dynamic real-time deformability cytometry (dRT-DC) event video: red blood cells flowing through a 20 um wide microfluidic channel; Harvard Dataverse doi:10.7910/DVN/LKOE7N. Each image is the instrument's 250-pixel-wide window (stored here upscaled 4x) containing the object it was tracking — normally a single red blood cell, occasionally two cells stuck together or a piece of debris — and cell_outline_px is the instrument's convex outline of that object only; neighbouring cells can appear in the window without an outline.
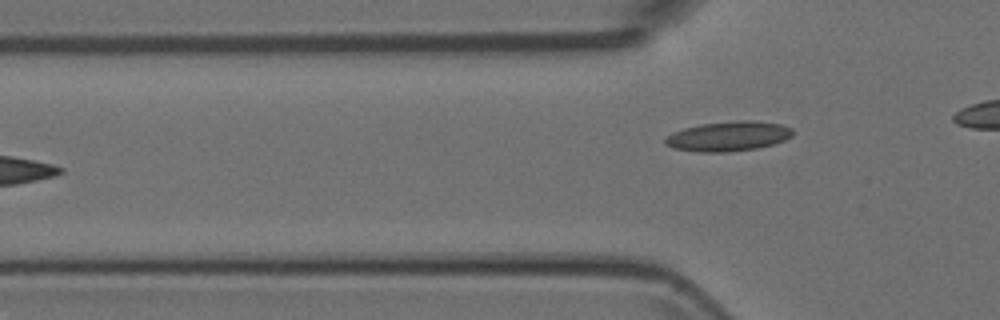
{"species": "Egyptian fruit bat (a non-hibernating species)", "species_latin": "Rousettus aegyptiacus", "temperature_condition": "room temperature", "stored_images_in_passage": 6, "camera_frame_rate_fps": 3000, "um_per_image_px": 0.085, "animal": {"sex": "female"}, "frame": {"image": 1, "passage_image": 6, "time_ms": 1.667, "image_size_px": [1000, 320], "cell_outline_px": [[792, 136], [784, 140], [772, 144], [756, 148], [728, 152], [696, 152], [672, 148], [664, 144], [664, 140], [672, 132], [684, 128], [700, 124], [736, 120], [752, 120], [780, 124], [792, 128]], "centroid_in_image_um": [61.87, 11.58], "position_along_channel_um": 63.9, "area_um2": 22.2}}